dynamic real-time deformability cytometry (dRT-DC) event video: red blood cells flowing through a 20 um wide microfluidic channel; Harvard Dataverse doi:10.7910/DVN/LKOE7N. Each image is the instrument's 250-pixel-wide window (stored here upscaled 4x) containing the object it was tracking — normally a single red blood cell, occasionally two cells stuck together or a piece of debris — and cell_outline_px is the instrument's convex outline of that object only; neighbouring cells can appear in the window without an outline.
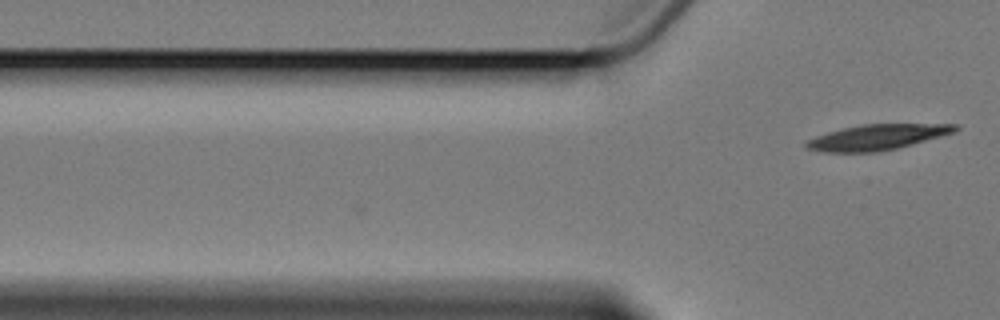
{"species": "Egyptian fruit bat (a non-hibernating species)", "species_latin": "Rousettus aegyptiacus", "temperature_condition": "cold", "stored_images_in_passage": 2, "camera_frame_rate_fps": 3000, "um_per_image_px": 0.085, "animal": {"sex": "female"}, "frame": {"image": 1, "passage_image": 2, "time_ms": 1.0, "image_size_px": [1000, 320], "cell_outline_px": [[960, 128], [956, 132], [912, 144], [880, 152], [824, 152], [804, 148], [804, 144], [808, 140], [816, 136], [828, 132], [860, 124], [960, 124]], "centroid_in_image_um": [74.58, 11.66], "position_along_channel_um": 51.2, "area_um2": 22.14}}